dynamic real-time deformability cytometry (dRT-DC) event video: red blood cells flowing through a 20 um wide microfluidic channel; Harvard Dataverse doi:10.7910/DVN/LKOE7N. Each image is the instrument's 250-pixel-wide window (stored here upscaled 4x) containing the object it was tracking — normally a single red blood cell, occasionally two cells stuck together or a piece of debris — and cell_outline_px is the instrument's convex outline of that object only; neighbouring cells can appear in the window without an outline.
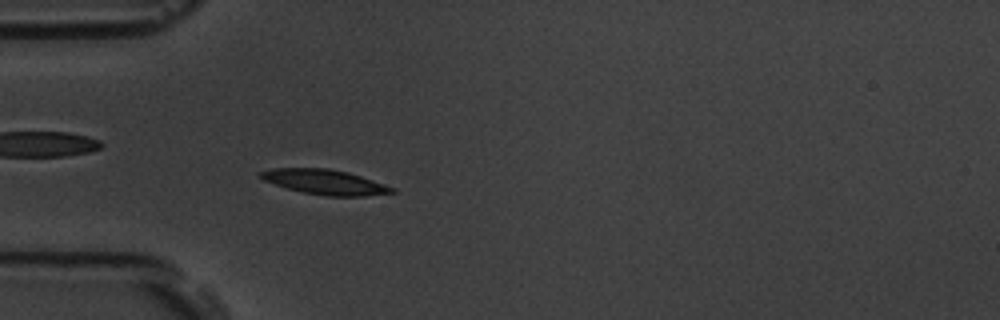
{"species": "common noctule bat (a hibernating species)", "species_latin": "Nyctalus noctula", "temperature_condition": "room temperature", "stored_images_in_passage": 55, "camera_frame_rate_fps": 3000, "um_per_image_px": 0.085, "animal": {"sex": "male", "body_mass_g": 19.5, "forearm_length_mm": 54.6}, "frame": {"image": 1, "passage_image": 16, "time_ms": 5.0, "image_size_px": [1000, 320], "cell_outline_px": [[396, 192], [364, 196], [328, 196], [304, 192], [288, 188], [264, 180], [260, 176], [260, 172], [272, 168], [328, 168], [348, 172], [396, 188]], "centroid_in_image_um": [27.65, 15.46], "position_along_channel_um": 57.4, "area_um2": 18.79}}
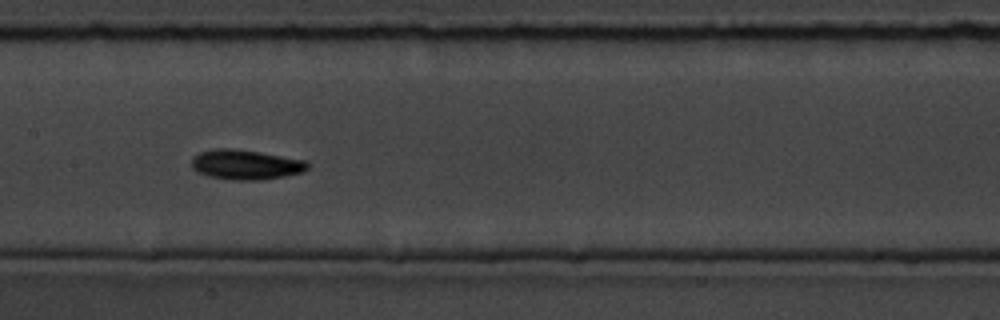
{"frame": {"image": 2, "passage_image": 27, "time_ms": 8.667, "image_size_px": [1000, 320], "cell_outline_px": [[308, 168], [304, 172], [284, 176], [260, 180], [232, 180], [208, 176], [196, 172], [192, 168], [192, 156], [200, 152], [212, 148], [228, 148], [260, 152], [304, 160], [308, 164]], "centroid_in_image_um": [20.84, 13.99], "position_along_channel_um": 186.6, "area_um2": 20.23}}
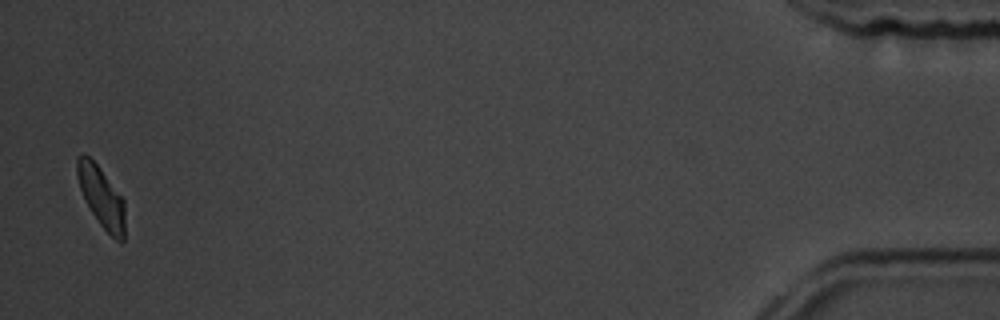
{"frame": {"image": 3, "passage_image": 54, "time_ms": 17.667, "image_size_px": [1000, 320], "cell_outline_px": [[124, 240], [120, 244], [100, 224], [84, 200], [76, 176], [76, 160], [80, 156], [88, 156], [100, 168], [124, 200]], "centroid_in_image_um": [8.61, 16.76], "position_along_channel_um": 426.6, "area_um2": 16.65}, "authors_computed_cell_mechanics": {"area_um2": 18.3226, "velocity_mm_per_s": 3.6749, "shape_relaxation_time_tau1_ms": 2.2178, "shape_relaxation_time_tau2_ms": null, "deformation_change_tau1": 0.1305, "deformation_change_tau2": null}}